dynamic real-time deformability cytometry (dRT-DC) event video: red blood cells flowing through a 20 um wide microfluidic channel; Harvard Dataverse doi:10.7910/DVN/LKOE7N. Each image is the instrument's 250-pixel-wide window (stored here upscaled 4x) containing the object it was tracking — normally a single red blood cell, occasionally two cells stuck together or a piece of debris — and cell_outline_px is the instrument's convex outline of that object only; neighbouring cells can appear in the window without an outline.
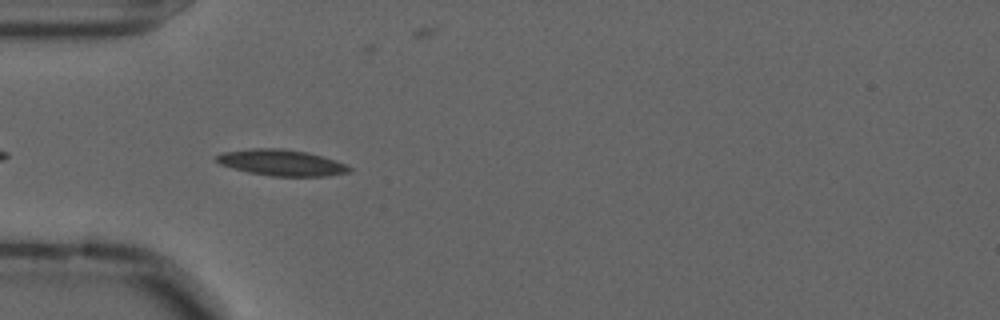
{"species": "common noctule bat (a hibernating species)", "species_latin": "Nyctalus noctula", "temperature_condition": "cold", "stored_images_in_passage": 41, "camera_frame_rate_fps": 3000, "um_per_image_px": 0.085, "animal": {"sex": "male", "forearm_length_mm": 52.5}, "frame": {"image": 1, "passage_image": 3, "time_ms": 0.667, "image_size_px": [1000, 320], "cell_outline_px": [[352, 168], [348, 172], [328, 176], [272, 176], [248, 172], [220, 164], [216, 160], [216, 156], [224, 152], [252, 148], [280, 148], [304, 152], [320, 156], [344, 164]], "centroid_in_image_um": [23.89, 13.83], "position_along_channel_um": 61.1, "area_um2": 19.77}}
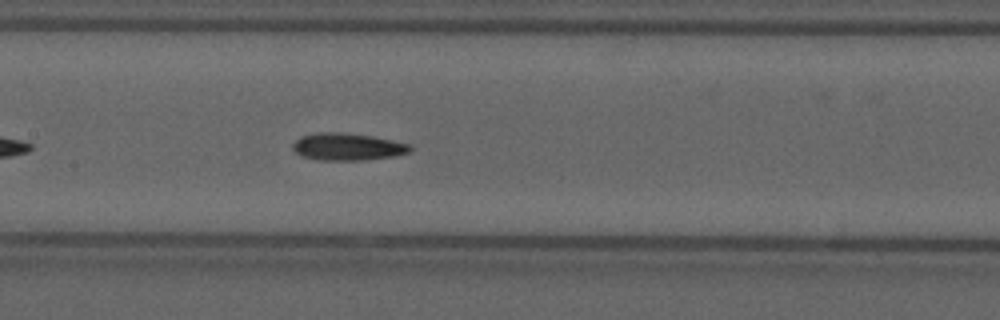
{"frame": {"image": 2, "passage_image": 13, "time_ms": 4.0, "image_size_px": [1000, 320], "cell_outline_px": [[412, 148], [408, 152], [392, 156], [364, 160], [320, 160], [304, 156], [296, 152], [292, 148], [292, 144], [300, 136], [316, 132], [344, 132], [372, 136], [392, 140], [408, 144]], "centroid_in_image_um": [29.5, 12.46], "position_along_channel_um": 177.9, "area_um2": 18.5}}
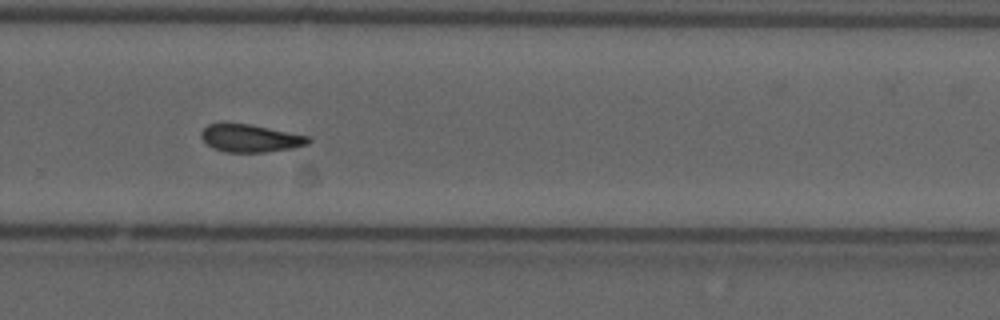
{"frame": {"image": 3, "passage_image": 24, "time_ms": 7.667, "image_size_px": [1000, 320], "cell_outline_px": [[312, 140], [308, 144], [292, 148], [264, 152], [224, 152], [212, 148], [200, 136], [200, 132], [208, 124], [224, 120], [248, 124], [308, 136]], "centroid_in_image_um": [21.2, 11.72], "position_along_channel_um": 308.6, "area_um2": 17.57}, "authors_computed_cell_mechanics": {"area_um2": 18.4382, "velocity_mm_per_s": 3.5854, "shape_relaxation_time_tau1_ms": null, "shape_relaxation_time_tau2_ms": 3.1334, "deformation_change_tau1": null, "deformation_change_tau2": 0.1044}}